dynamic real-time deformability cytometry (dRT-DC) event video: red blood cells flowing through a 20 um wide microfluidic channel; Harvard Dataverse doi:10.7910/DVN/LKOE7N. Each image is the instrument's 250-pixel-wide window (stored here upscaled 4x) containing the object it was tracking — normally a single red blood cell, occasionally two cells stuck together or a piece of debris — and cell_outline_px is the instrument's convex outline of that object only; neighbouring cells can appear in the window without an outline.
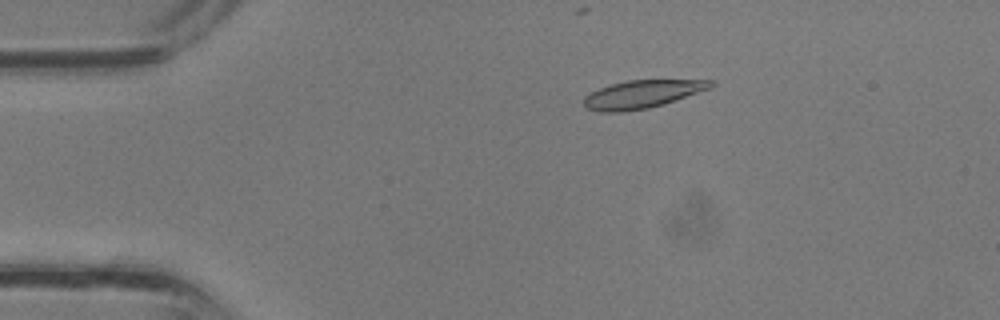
{"species": "common noctule bat (a hibernating species)", "species_latin": "Nyctalus noctula", "temperature_condition": "room temperature", "stored_images_in_passage": 36, "camera_frame_rate_fps": 3000, "um_per_image_px": 0.085, "animal": {"sex": "male", "body_mass_g": 13.3}, "frame": {"image": 1, "passage_image": 7, "time_ms": 2.0, "image_size_px": [1000, 320], "cell_outline_px": [[716, 84], [712, 88], [664, 104], [648, 108], [624, 112], [600, 112], [588, 108], [584, 104], [584, 96], [600, 88], [612, 84], [628, 80], [716, 80]], "centroid_in_image_um": [54.64, 8.0], "position_along_channel_um": 30.4, "area_um2": 20.69}}
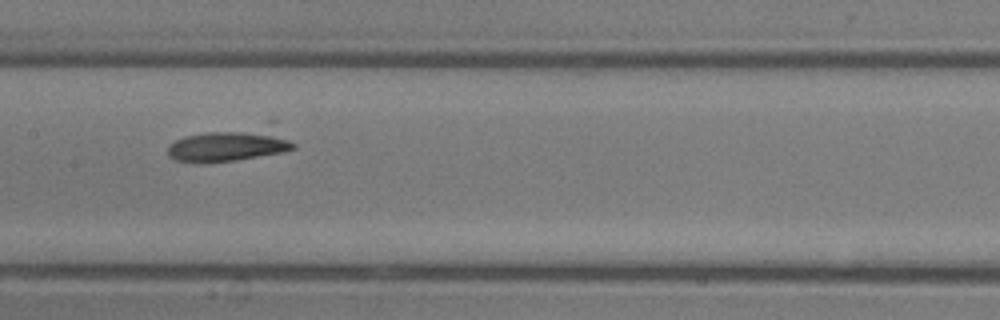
{"frame": {"image": 2, "passage_image": 18, "time_ms": 5.667, "image_size_px": [1000, 320], "cell_outline_px": [[296, 148], [284, 152], [236, 160], [208, 164], [196, 164], [176, 160], [168, 156], [168, 144], [184, 136], [208, 132], [268, 132], [288, 140], [296, 144]], "centroid_in_image_um": [19.26, 12.47], "position_along_channel_um": 188.1, "area_um2": 22.14}}
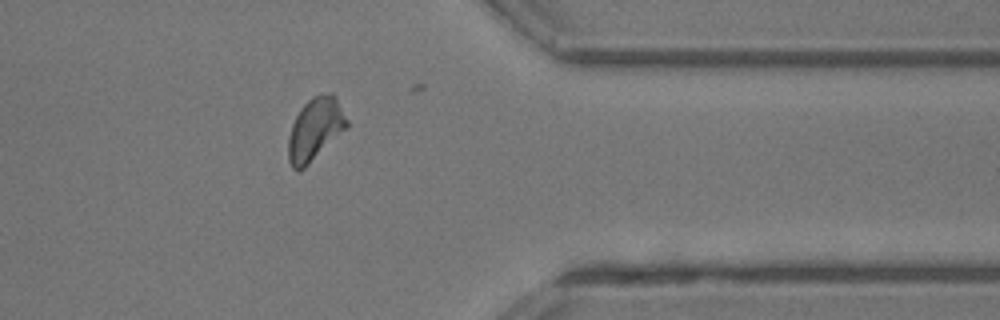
{"frame": {"image": 3, "passage_image": 29, "time_ms": 9.333, "image_size_px": [1000, 320], "cell_outline_px": [[348, 128], [304, 168], [292, 168], [288, 160], [288, 136], [292, 124], [300, 108], [312, 96], [332, 92], [336, 96], [348, 120]], "centroid_in_image_um": [26.8, 10.95], "position_along_channel_um": 384.6, "area_um2": 21.39}}